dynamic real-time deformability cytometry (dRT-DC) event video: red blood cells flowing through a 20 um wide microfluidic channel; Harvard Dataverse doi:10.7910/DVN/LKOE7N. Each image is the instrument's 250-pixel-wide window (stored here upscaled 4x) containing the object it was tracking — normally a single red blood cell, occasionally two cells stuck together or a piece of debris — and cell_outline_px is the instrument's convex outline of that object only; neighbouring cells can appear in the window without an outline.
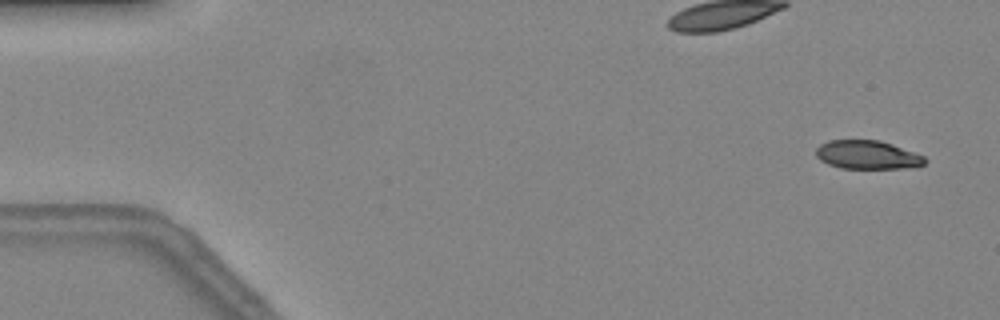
{"species": "common noctule bat (a hibernating species)", "species_latin": "Nyctalus noctula", "temperature_condition": "warm", "stored_images_in_passage": 46, "camera_frame_rate_fps": 3000, "um_per_image_px": 0.085, "animal": {"sex": "female", "body_mass_g": 24.6, "forearm_length_mm": 56.2}, "frame": {"image": 1, "passage_image": 1, "time_ms": 0.0, "image_size_px": [1000, 320], "cell_outline_px": [[928, 160], [924, 164], [916, 168], [840, 168], [828, 164], [820, 160], [816, 156], [816, 148], [820, 144], [828, 140], [880, 140], [892, 144], [924, 156]], "centroid_in_image_um": [73.74, 13.16], "position_along_channel_um": 11.3, "area_um2": 18.26}}
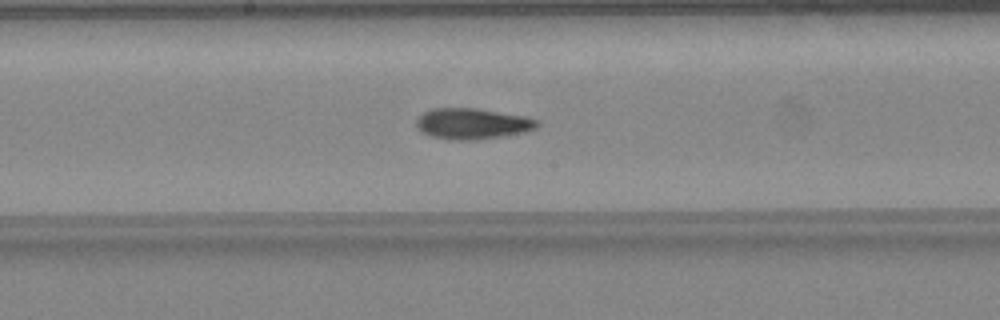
{"frame": {"image": 2, "passage_image": 24, "time_ms": 7.667, "image_size_px": [1000, 320], "cell_outline_px": [[540, 124], [536, 128], [528, 132], [504, 136], [476, 140], [448, 140], [432, 136], [420, 132], [416, 124], [416, 120], [424, 112], [432, 108], [476, 108], [528, 116], [540, 120]], "centroid_in_image_um": [40.21, 10.52], "position_along_channel_um": 208.0, "area_um2": 22.2}}
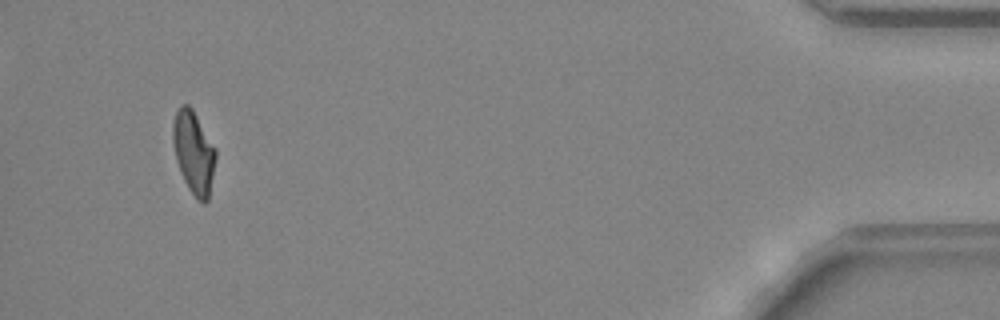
{"frame": {"image": 3, "passage_image": 44, "time_ms": 14.333, "image_size_px": [1000, 320], "cell_outline_px": [[216, 160], [208, 200], [204, 204], [196, 200], [188, 188], [180, 172], [176, 160], [172, 140], [172, 124], [176, 112], [180, 104], [188, 104], [192, 108], [216, 148]], "centroid_in_image_um": [16.46, 12.96], "position_along_channel_um": 418.7, "area_um2": 20.87}, "authors_computed_cell_mechanics": {"area_um2": 20.9525, "velocity_mm_per_s": 4.3087, "shape_relaxation_time_tau1_ms": null, "shape_relaxation_time_tau2_ms": 2.6359, "deformation_change_tau1": null, "deformation_change_tau2": 0.0946}}